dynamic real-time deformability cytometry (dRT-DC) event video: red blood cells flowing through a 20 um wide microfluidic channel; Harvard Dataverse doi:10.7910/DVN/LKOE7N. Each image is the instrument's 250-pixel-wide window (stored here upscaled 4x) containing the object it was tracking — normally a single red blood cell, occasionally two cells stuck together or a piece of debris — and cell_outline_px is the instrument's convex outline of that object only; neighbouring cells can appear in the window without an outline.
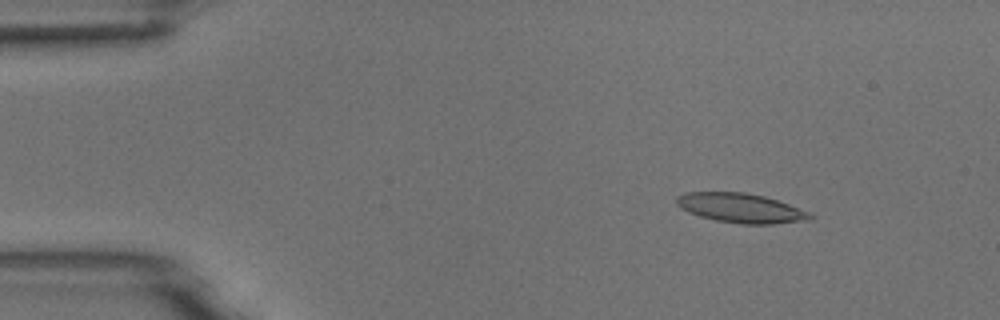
{"species": "common noctule bat (a hibernating species)", "species_latin": "Nyctalus noctula", "temperature_condition": "room temperature", "stored_images_in_passage": 54, "camera_frame_rate_fps": 3000, "um_per_image_px": 0.085, "animal": {"sex": "male", "body_mass_g": 18.8}, "frame": {"image": 1, "passage_image": 7, "time_ms": 2.0, "image_size_px": [1000, 320], "cell_outline_px": [[816, 216], [812, 220], [772, 224], [740, 224], [716, 220], [700, 216], [688, 212], [680, 208], [676, 204], [676, 196], [684, 192], [744, 192], [764, 196], [788, 204], [808, 212]], "centroid_in_image_um": [62.96, 17.69], "position_along_channel_um": 22.0, "area_um2": 23.0}}
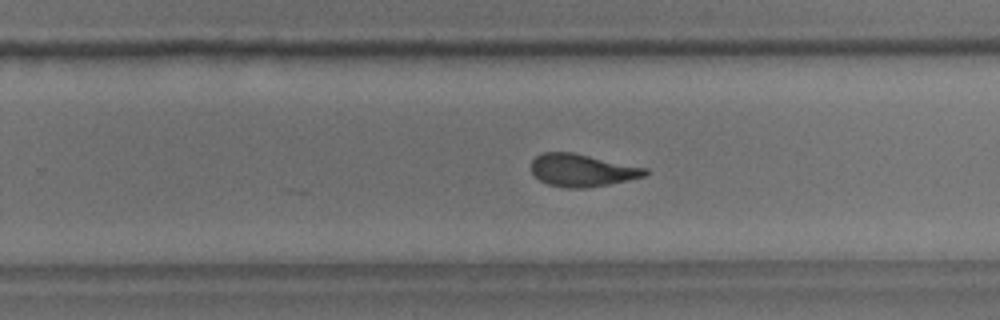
{"frame": {"image": 2, "passage_image": 34, "time_ms": 11.0, "image_size_px": [1000, 320], "cell_outline_px": [[648, 172], [644, 176], [628, 180], [588, 188], [564, 188], [548, 184], [540, 180], [532, 172], [532, 160], [536, 156], [544, 152], [572, 152], [648, 168]], "centroid_in_image_um": [49.48, 14.47], "position_along_channel_um": 280.3, "area_um2": 21.5}}
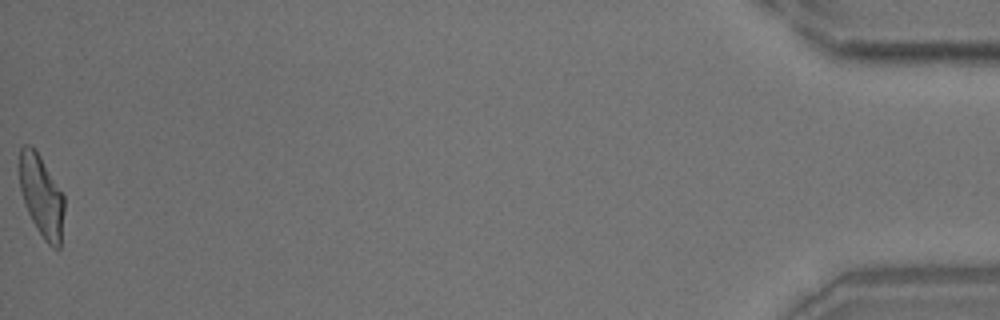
{"frame": {"image": 3, "passage_image": 54, "time_ms": 17.667, "image_size_px": [1000, 320], "cell_outline_px": [[64, 212], [60, 248], [52, 248], [44, 240], [36, 228], [24, 204], [20, 188], [16, 168], [20, 148], [24, 144], [32, 144], [36, 148], [64, 196]], "centroid_in_image_um": [3.48, 16.59], "position_along_channel_um": 431.7, "area_um2": 22.02}, "authors_computed_cell_mechanics": {"area_um2": 22.3686, "velocity_mm_per_s": 3.7421, "shape_relaxation_time_tau1_ms": 4.9799, "shape_relaxation_time_tau2_ms": 1.1624, "deformation_change_tau1": 0.1911, "deformation_change_tau2": 0.0981}}